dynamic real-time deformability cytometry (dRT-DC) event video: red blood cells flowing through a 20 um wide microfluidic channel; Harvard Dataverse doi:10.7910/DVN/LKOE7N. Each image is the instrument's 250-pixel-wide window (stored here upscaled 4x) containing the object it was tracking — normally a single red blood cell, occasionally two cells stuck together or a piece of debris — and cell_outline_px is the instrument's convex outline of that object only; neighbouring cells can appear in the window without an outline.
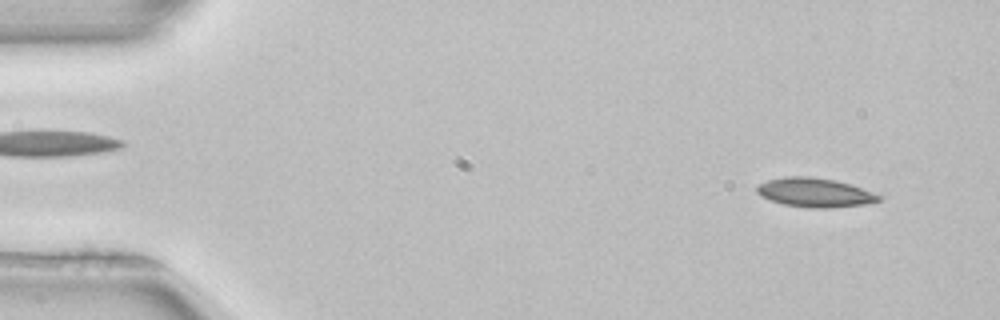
{"species": "common noctule bat (a hibernating species)", "species_latin": "Nyctalus noctula", "temperature_condition": "room temperature", "stored_images_in_passage": 7, "camera_frame_rate_fps": 3000, "um_per_image_px": 0.085, "animal": {"sex": "female", "body_mass_g": 22.7, "forearm_length_mm": 54.2}, "frame": {"image": 1, "passage_image": 4, "time_ms": 1.0, "image_size_px": [1000, 320], "cell_outline_px": [[880, 200], [864, 204], [828, 208], [812, 208], [784, 204], [760, 196], [756, 192], [756, 188], [760, 184], [768, 180], [784, 176], [812, 176], [836, 180], [872, 192], [880, 196]], "centroid_in_image_um": [69.22, 16.35], "position_along_channel_um": 15.8, "area_um2": 20.4}}